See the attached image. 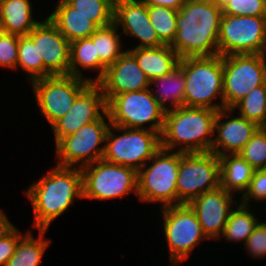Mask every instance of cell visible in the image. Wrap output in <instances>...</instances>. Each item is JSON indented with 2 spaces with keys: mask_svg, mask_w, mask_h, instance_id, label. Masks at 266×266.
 Here are the masks:
<instances>
[{
  "mask_svg": "<svg viewBox=\"0 0 266 266\" xmlns=\"http://www.w3.org/2000/svg\"><path fill=\"white\" fill-rule=\"evenodd\" d=\"M148 15L158 39L164 45H171L176 36L178 11L159 5H148Z\"/></svg>",
  "mask_w": 266,
  "mask_h": 266,
  "instance_id": "1f68e13d",
  "label": "cell"
},
{
  "mask_svg": "<svg viewBox=\"0 0 266 266\" xmlns=\"http://www.w3.org/2000/svg\"><path fill=\"white\" fill-rule=\"evenodd\" d=\"M23 237L18 229L10 223L0 234V266H6L14 255L19 240Z\"/></svg>",
  "mask_w": 266,
  "mask_h": 266,
  "instance_id": "8d00e7d4",
  "label": "cell"
},
{
  "mask_svg": "<svg viewBox=\"0 0 266 266\" xmlns=\"http://www.w3.org/2000/svg\"><path fill=\"white\" fill-rule=\"evenodd\" d=\"M98 70V76L95 79L84 78L82 69ZM106 65L96 55L95 45L90 37L81 38L70 42V67L69 75L86 79L91 83H97L106 71Z\"/></svg>",
  "mask_w": 266,
  "mask_h": 266,
  "instance_id": "d4e9b609",
  "label": "cell"
},
{
  "mask_svg": "<svg viewBox=\"0 0 266 266\" xmlns=\"http://www.w3.org/2000/svg\"><path fill=\"white\" fill-rule=\"evenodd\" d=\"M228 112V113H227ZM232 109H221L216 115L214 122V132L216 137L213 139L211 152L218 157L225 154L239 153L251 137L260 128L257 124L239 115L230 117ZM228 118L225 122L222 120ZM221 149V150H220Z\"/></svg>",
  "mask_w": 266,
  "mask_h": 266,
  "instance_id": "ffe728a7",
  "label": "cell"
},
{
  "mask_svg": "<svg viewBox=\"0 0 266 266\" xmlns=\"http://www.w3.org/2000/svg\"><path fill=\"white\" fill-rule=\"evenodd\" d=\"M222 15L220 0H185L178 10L177 32L170 46L180 58L218 55Z\"/></svg>",
  "mask_w": 266,
  "mask_h": 266,
  "instance_id": "6da1fadb",
  "label": "cell"
},
{
  "mask_svg": "<svg viewBox=\"0 0 266 266\" xmlns=\"http://www.w3.org/2000/svg\"><path fill=\"white\" fill-rule=\"evenodd\" d=\"M106 112L107 102L101 87L97 83H90L76 97L67 114L51 126L55 142L75 133L82 126L106 116Z\"/></svg>",
  "mask_w": 266,
  "mask_h": 266,
  "instance_id": "2e32d148",
  "label": "cell"
},
{
  "mask_svg": "<svg viewBox=\"0 0 266 266\" xmlns=\"http://www.w3.org/2000/svg\"><path fill=\"white\" fill-rule=\"evenodd\" d=\"M19 35H0V66L17 69Z\"/></svg>",
  "mask_w": 266,
  "mask_h": 266,
  "instance_id": "d590c367",
  "label": "cell"
},
{
  "mask_svg": "<svg viewBox=\"0 0 266 266\" xmlns=\"http://www.w3.org/2000/svg\"><path fill=\"white\" fill-rule=\"evenodd\" d=\"M220 187L226 192L238 191L245 193L255 173L253 168L239 153L219 156ZM233 191V192H232Z\"/></svg>",
  "mask_w": 266,
  "mask_h": 266,
  "instance_id": "603a6c76",
  "label": "cell"
},
{
  "mask_svg": "<svg viewBox=\"0 0 266 266\" xmlns=\"http://www.w3.org/2000/svg\"><path fill=\"white\" fill-rule=\"evenodd\" d=\"M239 108V115L254 122L259 127H266V82L254 88L247 96L237 102L232 110Z\"/></svg>",
  "mask_w": 266,
  "mask_h": 266,
  "instance_id": "4dcf8cb0",
  "label": "cell"
},
{
  "mask_svg": "<svg viewBox=\"0 0 266 266\" xmlns=\"http://www.w3.org/2000/svg\"><path fill=\"white\" fill-rule=\"evenodd\" d=\"M48 18L69 42L90 37L99 27L89 17L75 12L65 0H59Z\"/></svg>",
  "mask_w": 266,
  "mask_h": 266,
  "instance_id": "7402d4cb",
  "label": "cell"
},
{
  "mask_svg": "<svg viewBox=\"0 0 266 266\" xmlns=\"http://www.w3.org/2000/svg\"><path fill=\"white\" fill-rule=\"evenodd\" d=\"M128 51L135 57L150 81L171 72L179 65L181 59L170 45L133 48Z\"/></svg>",
  "mask_w": 266,
  "mask_h": 266,
  "instance_id": "44dd1931",
  "label": "cell"
},
{
  "mask_svg": "<svg viewBox=\"0 0 266 266\" xmlns=\"http://www.w3.org/2000/svg\"><path fill=\"white\" fill-rule=\"evenodd\" d=\"M176 187L177 205L189 204L199 195L219 188V157L213 152H181Z\"/></svg>",
  "mask_w": 266,
  "mask_h": 266,
  "instance_id": "8fae6325",
  "label": "cell"
},
{
  "mask_svg": "<svg viewBox=\"0 0 266 266\" xmlns=\"http://www.w3.org/2000/svg\"><path fill=\"white\" fill-rule=\"evenodd\" d=\"M105 117L107 122L102 116L97 121L82 126L75 133L61 138L56 143L58 166H77L81 169L103 158L105 146H101L100 149L98 146L105 143L106 134L111 125L108 112Z\"/></svg>",
  "mask_w": 266,
  "mask_h": 266,
  "instance_id": "30bf717a",
  "label": "cell"
},
{
  "mask_svg": "<svg viewBox=\"0 0 266 266\" xmlns=\"http://www.w3.org/2000/svg\"><path fill=\"white\" fill-rule=\"evenodd\" d=\"M218 50L221 56L266 54V17L223 14Z\"/></svg>",
  "mask_w": 266,
  "mask_h": 266,
  "instance_id": "7c38bea8",
  "label": "cell"
},
{
  "mask_svg": "<svg viewBox=\"0 0 266 266\" xmlns=\"http://www.w3.org/2000/svg\"><path fill=\"white\" fill-rule=\"evenodd\" d=\"M152 164L138 171L139 199L161 202L162 208L177 205V178L181 152L161 148L151 159Z\"/></svg>",
  "mask_w": 266,
  "mask_h": 266,
  "instance_id": "8992f818",
  "label": "cell"
},
{
  "mask_svg": "<svg viewBox=\"0 0 266 266\" xmlns=\"http://www.w3.org/2000/svg\"><path fill=\"white\" fill-rule=\"evenodd\" d=\"M154 83L156 86L160 85L158 90L161 91L155 90L154 94L152 90V95L165 112L184 106L185 76L182 70V58L180 59L179 65L171 72L151 80L150 86L154 85ZM167 100H170L168 102L171 104L170 107L172 106L171 109L166 107Z\"/></svg>",
  "mask_w": 266,
  "mask_h": 266,
  "instance_id": "484cf974",
  "label": "cell"
},
{
  "mask_svg": "<svg viewBox=\"0 0 266 266\" xmlns=\"http://www.w3.org/2000/svg\"><path fill=\"white\" fill-rule=\"evenodd\" d=\"M223 14L266 17V0H220Z\"/></svg>",
  "mask_w": 266,
  "mask_h": 266,
  "instance_id": "e575fe53",
  "label": "cell"
},
{
  "mask_svg": "<svg viewBox=\"0 0 266 266\" xmlns=\"http://www.w3.org/2000/svg\"><path fill=\"white\" fill-rule=\"evenodd\" d=\"M249 208V206L240 203L237 208L231 211L222 233L226 240L237 243L243 241L245 244L247 238L259 224V220Z\"/></svg>",
  "mask_w": 266,
  "mask_h": 266,
  "instance_id": "83f0119b",
  "label": "cell"
},
{
  "mask_svg": "<svg viewBox=\"0 0 266 266\" xmlns=\"http://www.w3.org/2000/svg\"><path fill=\"white\" fill-rule=\"evenodd\" d=\"M266 82V54L223 56L224 109H232L254 88Z\"/></svg>",
  "mask_w": 266,
  "mask_h": 266,
  "instance_id": "9c48e42d",
  "label": "cell"
},
{
  "mask_svg": "<svg viewBox=\"0 0 266 266\" xmlns=\"http://www.w3.org/2000/svg\"><path fill=\"white\" fill-rule=\"evenodd\" d=\"M252 199L266 201V169L255 170L249 188L243 193L239 202L248 206V202L252 201Z\"/></svg>",
  "mask_w": 266,
  "mask_h": 266,
  "instance_id": "74e56055",
  "label": "cell"
},
{
  "mask_svg": "<svg viewBox=\"0 0 266 266\" xmlns=\"http://www.w3.org/2000/svg\"><path fill=\"white\" fill-rule=\"evenodd\" d=\"M38 52V62L45 66V77L69 75L70 42L47 17L28 34Z\"/></svg>",
  "mask_w": 266,
  "mask_h": 266,
  "instance_id": "9a60e30c",
  "label": "cell"
},
{
  "mask_svg": "<svg viewBox=\"0 0 266 266\" xmlns=\"http://www.w3.org/2000/svg\"><path fill=\"white\" fill-rule=\"evenodd\" d=\"M91 82L72 75H54L31 83L37 105L52 126L65 116L76 97Z\"/></svg>",
  "mask_w": 266,
  "mask_h": 266,
  "instance_id": "5bb4252c",
  "label": "cell"
},
{
  "mask_svg": "<svg viewBox=\"0 0 266 266\" xmlns=\"http://www.w3.org/2000/svg\"><path fill=\"white\" fill-rule=\"evenodd\" d=\"M147 5H159L178 11L185 0H143Z\"/></svg>",
  "mask_w": 266,
  "mask_h": 266,
  "instance_id": "ab89813d",
  "label": "cell"
},
{
  "mask_svg": "<svg viewBox=\"0 0 266 266\" xmlns=\"http://www.w3.org/2000/svg\"><path fill=\"white\" fill-rule=\"evenodd\" d=\"M47 230H38L35 239L31 232H27L18 242L14 255L6 266H40L42 257L50 245V240L44 239Z\"/></svg>",
  "mask_w": 266,
  "mask_h": 266,
  "instance_id": "4316f807",
  "label": "cell"
},
{
  "mask_svg": "<svg viewBox=\"0 0 266 266\" xmlns=\"http://www.w3.org/2000/svg\"><path fill=\"white\" fill-rule=\"evenodd\" d=\"M232 194L219 187L199 195L189 203L208 239H220L222 236L233 210L231 205L235 200Z\"/></svg>",
  "mask_w": 266,
  "mask_h": 266,
  "instance_id": "ac0fdd59",
  "label": "cell"
},
{
  "mask_svg": "<svg viewBox=\"0 0 266 266\" xmlns=\"http://www.w3.org/2000/svg\"><path fill=\"white\" fill-rule=\"evenodd\" d=\"M3 33H4V30H3L2 22L0 19V35H2Z\"/></svg>",
  "mask_w": 266,
  "mask_h": 266,
  "instance_id": "b9f144b4",
  "label": "cell"
},
{
  "mask_svg": "<svg viewBox=\"0 0 266 266\" xmlns=\"http://www.w3.org/2000/svg\"><path fill=\"white\" fill-rule=\"evenodd\" d=\"M114 24L118 28L122 26L123 33L140 40L135 48L164 45L150 23L148 5L143 0H115Z\"/></svg>",
  "mask_w": 266,
  "mask_h": 266,
  "instance_id": "d6986e66",
  "label": "cell"
},
{
  "mask_svg": "<svg viewBox=\"0 0 266 266\" xmlns=\"http://www.w3.org/2000/svg\"><path fill=\"white\" fill-rule=\"evenodd\" d=\"M184 106L219 111L223 103V56L182 58ZM220 95V103H213Z\"/></svg>",
  "mask_w": 266,
  "mask_h": 266,
  "instance_id": "277c9868",
  "label": "cell"
},
{
  "mask_svg": "<svg viewBox=\"0 0 266 266\" xmlns=\"http://www.w3.org/2000/svg\"><path fill=\"white\" fill-rule=\"evenodd\" d=\"M110 123L118 127L146 129L162 134L165 111L153 97L151 89L115 95L107 103Z\"/></svg>",
  "mask_w": 266,
  "mask_h": 266,
  "instance_id": "52a82bcc",
  "label": "cell"
},
{
  "mask_svg": "<svg viewBox=\"0 0 266 266\" xmlns=\"http://www.w3.org/2000/svg\"><path fill=\"white\" fill-rule=\"evenodd\" d=\"M118 27L113 23L106 27L98 28L91 36L96 50V55L108 67L125 52L121 50V34H117Z\"/></svg>",
  "mask_w": 266,
  "mask_h": 266,
  "instance_id": "f1b7e54d",
  "label": "cell"
},
{
  "mask_svg": "<svg viewBox=\"0 0 266 266\" xmlns=\"http://www.w3.org/2000/svg\"><path fill=\"white\" fill-rule=\"evenodd\" d=\"M25 194L32 202L33 226L47 230L54 219L67 211L75 198H83L81 169L56 165L33 183Z\"/></svg>",
  "mask_w": 266,
  "mask_h": 266,
  "instance_id": "7a4b0ae2",
  "label": "cell"
},
{
  "mask_svg": "<svg viewBox=\"0 0 266 266\" xmlns=\"http://www.w3.org/2000/svg\"><path fill=\"white\" fill-rule=\"evenodd\" d=\"M239 155L256 170L266 169V127H260Z\"/></svg>",
  "mask_w": 266,
  "mask_h": 266,
  "instance_id": "836d02e7",
  "label": "cell"
},
{
  "mask_svg": "<svg viewBox=\"0 0 266 266\" xmlns=\"http://www.w3.org/2000/svg\"><path fill=\"white\" fill-rule=\"evenodd\" d=\"M75 12L92 20L99 28L114 23L115 0H65Z\"/></svg>",
  "mask_w": 266,
  "mask_h": 266,
  "instance_id": "f546056e",
  "label": "cell"
},
{
  "mask_svg": "<svg viewBox=\"0 0 266 266\" xmlns=\"http://www.w3.org/2000/svg\"><path fill=\"white\" fill-rule=\"evenodd\" d=\"M83 198L110 200L138 192V171L103 159L81 168Z\"/></svg>",
  "mask_w": 266,
  "mask_h": 266,
  "instance_id": "ba28073f",
  "label": "cell"
},
{
  "mask_svg": "<svg viewBox=\"0 0 266 266\" xmlns=\"http://www.w3.org/2000/svg\"><path fill=\"white\" fill-rule=\"evenodd\" d=\"M122 131L115 135L111 130ZM103 160L139 171L161 149V134L147 129H132L110 125Z\"/></svg>",
  "mask_w": 266,
  "mask_h": 266,
  "instance_id": "5b68a950",
  "label": "cell"
},
{
  "mask_svg": "<svg viewBox=\"0 0 266 266\" xmlns=\"http://www.w3.org/2000/svg\"><path fill=\"white\" fill-rule=\"evenodd\" d=\"M161 210L169 260L172 266L181 264L201 240L208 238L189 204L163 207Z\"/></svg>",
  "mask_w": 266,
  "mask_h": 266,
  "instance_id": "4fadbf2b",
  "label": "cell"
},
{
  "mask_svg": "<svg viewBox=\"0 0 266 266\" xmlns=\"http://www.w3.org/2000/svg\"><path fill=\"white\" fill-rule=\"evenodd\" d=\"M244 246L254 258L266 256V222H259L247 238Z\"/></svg>",
  "mask_w": 266,
  "mask_h": 266,
  "instance_id": "f35d334b",
  "label": "cell"
},
{
  "mask_svg": "<svg viewBox=\"0 0 266 266\" xmlns=\"http://www.w3.org/2000/svg\"><path fill=\"white\" fill-rule=\"evenodd\" d=\"M97 84L101 87L107 103L115 95L150 88L149 78L128 50L106 67L104 76Z\"/></svg>",
  "mask_w": 266,
  "mask_h": 266,
  "instance_id": "e0dca14e",
  "label": "cell"
},
{
  "mask_svg": "<svg viewBox=\"0 0 266 266\" xmlns=\"http://www.w3.org/2000/svg\"><path fill=\"white\" fill-rule=\"evenodd\" d=\"M9 224L10 221L8 220L6 214L0 209V234Z\"/></svg>",
  "mask_w": 266,
  "mask_h": 266,
  "instance_id": "60d3db41",
  "label": "cell"
},
{
  "mask_svg": "<svg viewBox=\"0 0 266 266\" xmlns=\"http://www.w3.org/2000/svg\"><path fill=\"white\" fill-rule=\"evenodd\" d=\"M30 0H0V19L4 33L28 35L40 22L32 18Z\"/></svg>",
  "mask_w": 266,
  "mask_h": 266,
  "instance_id": "cb8c5ba5",
  "label": "cell"
},
{
  "mask_svg": "<svg viewBox=\"0 0 266 266\" xmlns=\"http://www.w3.org/2000/svg\"><path fill=\"white\" fill-rule=\"evenodd\" d=\"M217 113L208 108L186 106L165 112L161 148L175 151L178 147L177 151L182 153L211 152Z\"/></svg>",
  "mask_w": 266,
  "mask_h": 266,
  "instance_id": "3957f363",
  "label": "cell"
},
{
  "mask_svg": "<svg viewBox=\"0 0 266 266\" xmlns=\"http://www.w3.org/2000/svg\"><path fill=\"white\" fill-rule=\"evenodd\" d=\"M19 67L28 74L30 82L45 78V66L43 62H38L37 47L28 35L19 37L17 68Z\"/></svg>",
  "mask_w": 266,
  "mask_h": 266,
  "instance_id": "d6a6232c",
  "label": "cell"
}]
</instances>
